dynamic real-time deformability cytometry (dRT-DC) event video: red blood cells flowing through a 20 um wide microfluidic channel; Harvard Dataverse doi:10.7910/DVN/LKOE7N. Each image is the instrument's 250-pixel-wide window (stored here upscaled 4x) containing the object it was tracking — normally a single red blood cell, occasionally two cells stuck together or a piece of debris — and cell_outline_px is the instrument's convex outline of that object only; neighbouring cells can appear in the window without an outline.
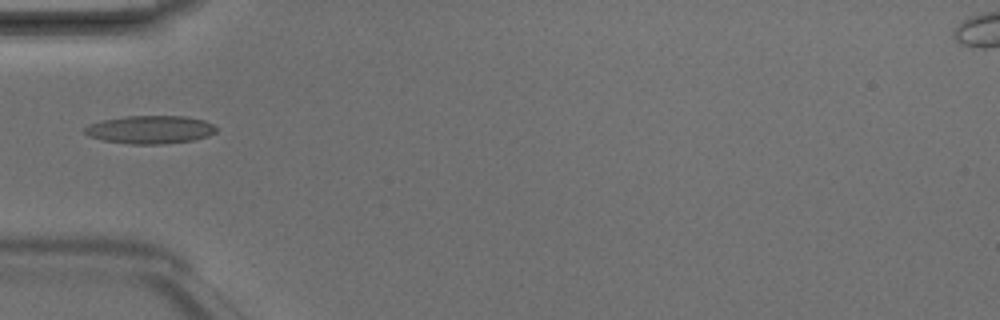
{"species": "Egyptian fruit bat (a non-hibernating species)", "species_latin": "Rousettus aegyptiacus", "temperature_condition": "room temperature", "stored_images_in_passage": 6, "camera_frame_rate_fps": 3000, "um_per_image_px": 0.085, "animal": {"sex": "male"}, "frame": {"image": 1, "passage_image": 5, "time_ms": 1.333, "image_size_px": [1000, 320], "cell_outline_px": [[220, 128], [216, 132], [208, 136], [192, 140], [160, 144], [128, 144], [104, 140], [88, 136], [84, 132], [84, 128], [100, 120], [128, 116], [184, 116], [204, 120]], "centroid_in_image_um": [12.79, 11.01], "position_along_channel_um": 72.2, "area_um2": 21.5}}